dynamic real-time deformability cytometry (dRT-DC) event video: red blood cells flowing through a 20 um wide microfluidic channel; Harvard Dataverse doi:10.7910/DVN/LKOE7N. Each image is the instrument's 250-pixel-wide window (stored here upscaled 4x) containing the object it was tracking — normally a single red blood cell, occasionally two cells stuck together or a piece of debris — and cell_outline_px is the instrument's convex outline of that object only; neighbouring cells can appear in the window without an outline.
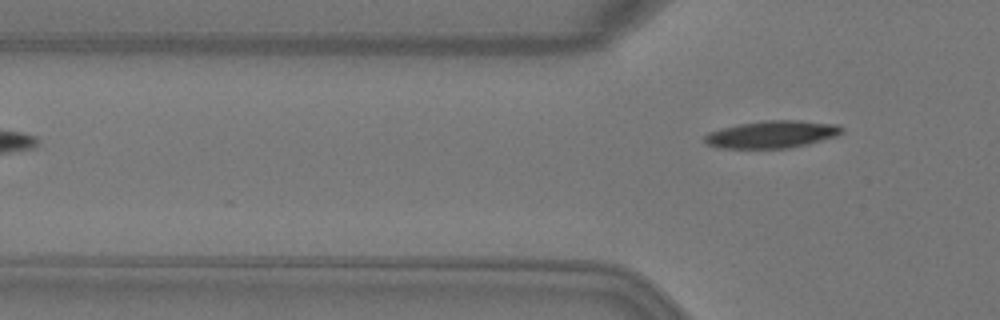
{"species": "Egyptian fruit bat (a non-hibernating species)", "species_latin": "Rousettus aegyptiacus", "temperature_condition": "warm", "stored_images_in_passage": 3, "camera_frame_rate_fps": 3000, "um_per_image_px": 0.085, "animal": {"sex": "female"}, "frame": {"image": 1, "passage_image": 3, "time_ms": 0.667, "image_size_px": [1000, 320], "cell_outline_px": [[844, 132], [836, 136], [808, 144], [788, 148], [720, 148], [704, 144], [704, 136], [708, 132], [720, 128], [740, 124], [764, 120], [800, 120], [836, 124], [844, 128]], "centroid_in_image_um": [65.6, 11.42], "position_along_channel_um": 60.2, "area_um2": 22.02}}